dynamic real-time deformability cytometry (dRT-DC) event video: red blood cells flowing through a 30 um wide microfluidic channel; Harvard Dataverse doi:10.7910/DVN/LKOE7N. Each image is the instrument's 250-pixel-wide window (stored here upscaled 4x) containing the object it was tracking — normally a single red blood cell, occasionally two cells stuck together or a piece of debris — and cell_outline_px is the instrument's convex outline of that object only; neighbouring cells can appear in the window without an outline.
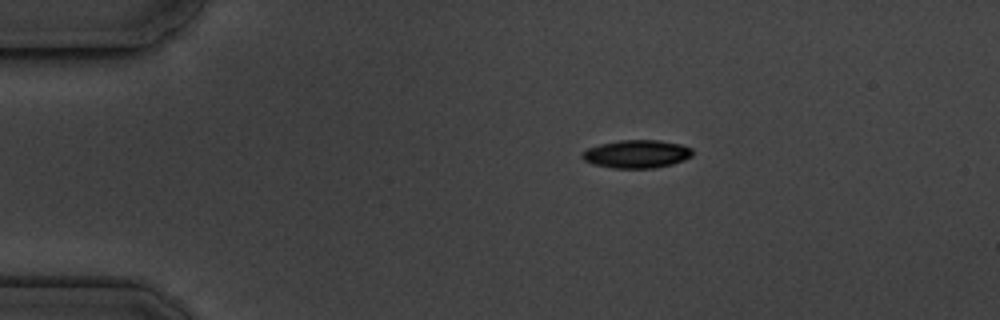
{"species": "common noctule bat (a hibernating species)", "species_latin": "Nyctalus noctula", "temperature_condition": "cold", "stored_images_in_passage": 14, "camera_frame_rate_fps": 3000, "um_per_image_px": 0.085, "animal": {"sex": "male", "body_mass_g": 19.5, "forearm_length_mm": 54.6}, "frame": {"image": 1, "passage_image": 1, "time_ms": 0.0, "image_size_px": [1000, 320], "cell_outline_px": [[692, 156], [684, 160], [672, 164], [652, 168], [612, 168], [592, 164], [584, 160], [580, 156], [580, 152], [588, 148], [600, 144], [620, 140], [660, 140], [680, 144], [692, 148]], "centroid_in_image_um": [54.09, 13.09], "position_along_channel_um": 30.9, "area_um2": 18.15}}
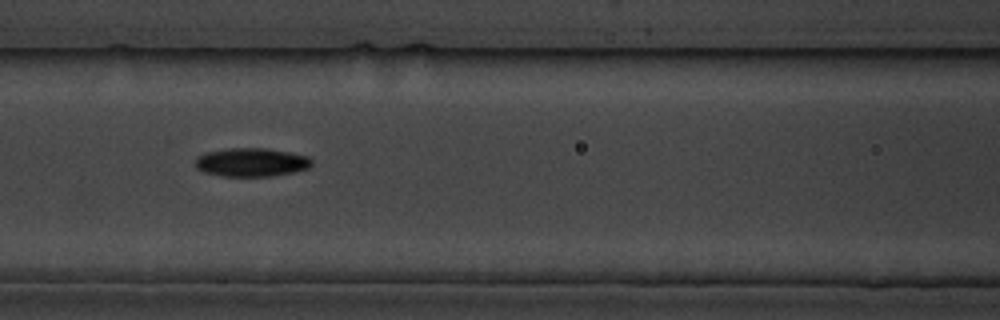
{"frame": {"image": 2, "passage_image": 5, "time_ms": 4.667, "image_size_px": [1000, 320], "cell_outline_px": [[312, 164], [308, 168], [292, 172], [272, 176], [220, 176], [204, 172], [196, 168], [196, 156], [208, 152], [228, 148], [264, 148], [292, 152], [308, 156], [312, 160]], "centroid_in_image_um": [21.37, 13.79], "position_along_channel_um": 145.2, "area_um2": 19.42}}
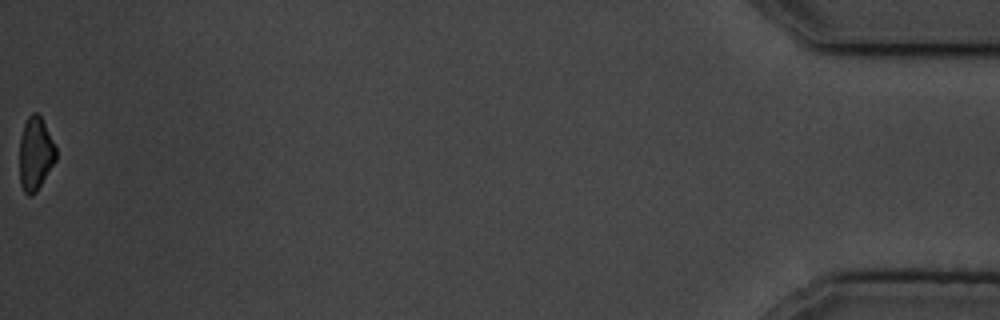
{"frame": {"image": 3, "passage_image": 14, "time_ms": 15.333, "image_size_px": [1000, 320], "cell_outline_px": [[56, 160], [36, 192], [32, 196], [28, 196], [24, 192], [20, 184], [20, 136], [24, 124], [28, 116], [32, 112], [36, 112], [40, 116], [56, 148]], "centroid_in_image_um": [3.0, 13.09], "position_along_channel_um": 432.2, "area_um2": 15.43}, "authors_computed_cell_mechanics": {"area_um2": 18.6116, "velocity_mm_per_s": 3.5944, "shape_relaxation_time_tau1_ms": 4.0373, "shape_relaxation_time_tau2_ms": null, "deformation_change_tau1": 0.1049, "deformation_change_tau2": null}}